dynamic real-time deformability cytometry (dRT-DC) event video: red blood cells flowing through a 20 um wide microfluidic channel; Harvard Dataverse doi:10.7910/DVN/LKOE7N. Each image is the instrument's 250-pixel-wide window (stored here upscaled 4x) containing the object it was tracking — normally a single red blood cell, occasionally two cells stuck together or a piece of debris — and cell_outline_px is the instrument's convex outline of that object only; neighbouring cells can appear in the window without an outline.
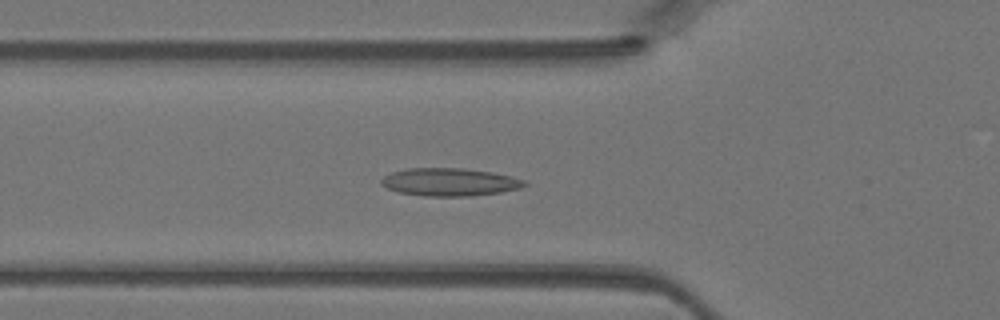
{"species": "Egyptian fruit bat (a non-hibernating species)", "species_latin": "Rousettus aegyptiacus", "temperature_condition": "warm", "stored_images_in_passage": 43, "camera_frame_rate_fps": 3000, "um_per_image_px": 0.085, "animal": {"sex": "female"}, "frame": {"image": 1, "passage_image": 14, "time_ms": 4.333, "image_size_px": [1000, 320], "cell_outline_px": [[528, 184], [520, 188], [500, 192], [468, 196], [424, 196], [400, 192], [388, 188], [380, 184], [380, 180], [384, 176], [392, 172], [408, 168], [464, 168], [492, 172], [512, 176], [524, 180]], "centroid_in_image_um": [38.22, 15.47], "position_along_channel_um": 87.6, "area_um2": 23.18}}
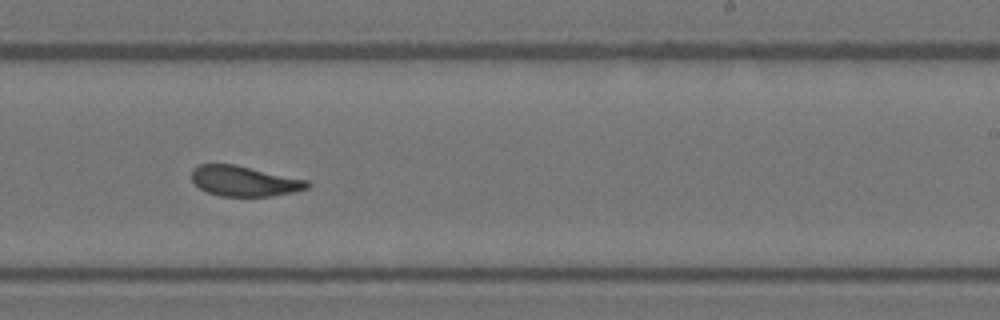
{"frame": {"image": 2, "passage_image": 26, "time_ms": 8.333, "image_size_px": [1000, 320], "cell_outline_px": [[312, 184], [308, 188], [292, 192], [272, 196], [220, 196], [208, 192], [200, 188], [192, 180], [192, 168], [200, 164], [236, 164], [308, 180]], "centroid_in_image_um": [20.78, 15.38], "position_along_channel_um": 268.2, "area_um2": 20.46}}
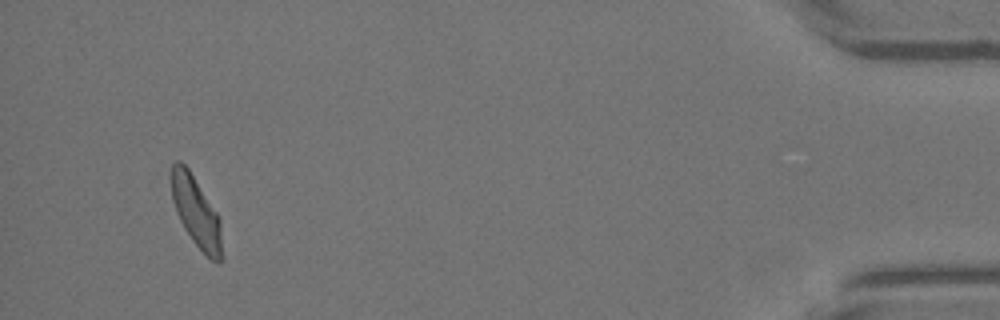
{"frame": {"image": 3, "passage_image": 41, "time_ms": 13.333, "image_size_px": [1000, 320], "cell_outline_px": [[224, 260], [212, 260], [192, 240], [184, 228], [176, 212], [172, 200], [172, 164], [176, 160], [180, 160], [188, 168], [216, 212], [220, 220]], "centroid_in_image_um": [16.69, 18.03], "position_along_channel_um": 418.5, "area_um2": 20.46}}